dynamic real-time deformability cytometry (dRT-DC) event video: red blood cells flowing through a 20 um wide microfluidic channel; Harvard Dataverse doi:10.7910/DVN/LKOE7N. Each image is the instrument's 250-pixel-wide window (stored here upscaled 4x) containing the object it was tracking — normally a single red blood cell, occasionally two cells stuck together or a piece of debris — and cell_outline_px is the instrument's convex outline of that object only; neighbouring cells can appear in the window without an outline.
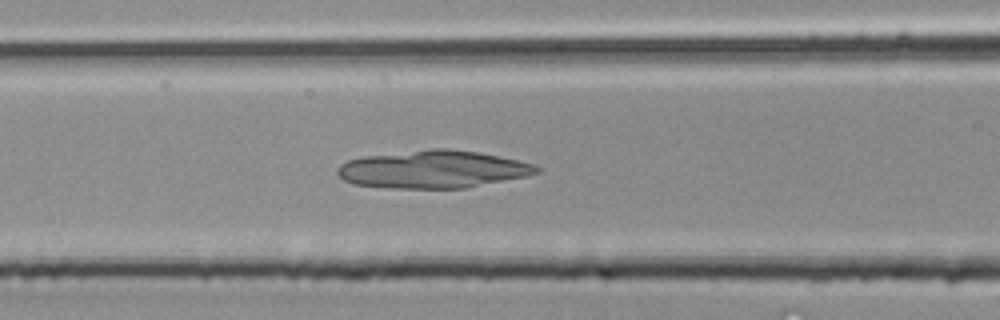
{"species": "common noctule bat (a hibernating species)", "species_latin": "Nyctalus noctula", "temperature_condition": "room temperature", "stored_images_in_passage": 25, "camera_frame_rate_fps": 3000, "um_per_image_px": 0.085, "animal": {"sex": "male", "body_mass_g": 20.4}, "frame": {"image": 1, "passage_image": 15, "time_ms": 4.667, "image_size_px": [1000, 320], "cell_outline_px": [[524, 168], [516, 176], [452, 188], [424, 188], [360, 184], [348, 180], [340, 172], [340, 168], [344, 164], [352, 160], [420, 152], [468, 152], [492, 156], [512, 160], [524, 164]], "centroid_in_image_um": [36.57, 14.43], "position_along_channel_um": 130.0, "area_um2": 36.99}}
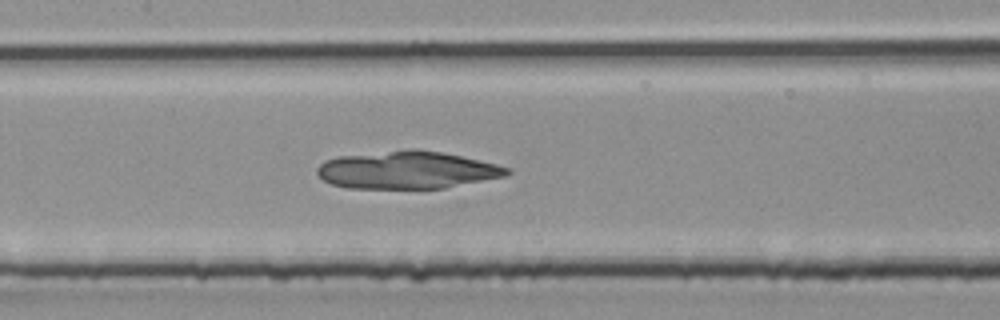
{"frame": {"image": 2, "passage_image": 17, "time_ms": 5.333, "image_size_px": [1000, 320], "cell_outline_px": [[508, 172], [496, 176], [436, 188], [372, 188], [336, 184], [320, 176], [320, 168], [328, 160], [396, 152], [436, 152], [456, 156], [504, 168]], "centroid_in_image_um": [34.57, 14.5], "position_along_channel_um": 172.8, "area_um2": 36.7}}
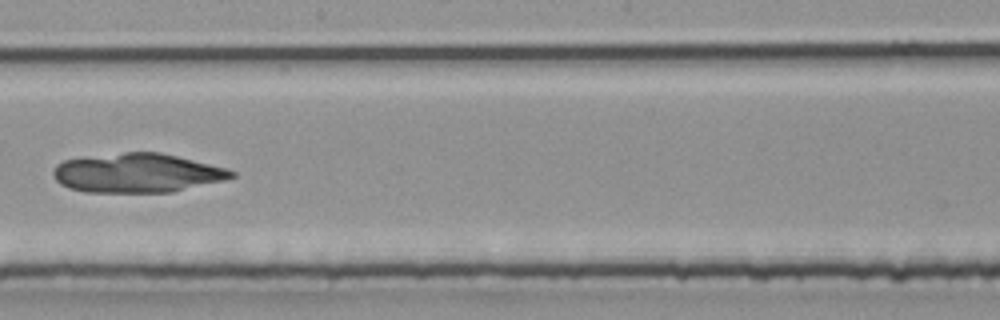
{"frame": {"image": 3, "passage_image": 20, "time_ms": 6.333, "image_size_px": [1000, 320], "cell_outline_px": [[232, 176], [160, 192], [120, 192], [76, 188], [64, 184], [56, 176], [56, 168], [60, 164], [68, 160], [132, 152], [152, 152], [172, 156], [232, 172]], "centroid_in_image_um": [11.55, 14.69], "position_along_channel_um": 236.6, "area_um2": 36.53}}